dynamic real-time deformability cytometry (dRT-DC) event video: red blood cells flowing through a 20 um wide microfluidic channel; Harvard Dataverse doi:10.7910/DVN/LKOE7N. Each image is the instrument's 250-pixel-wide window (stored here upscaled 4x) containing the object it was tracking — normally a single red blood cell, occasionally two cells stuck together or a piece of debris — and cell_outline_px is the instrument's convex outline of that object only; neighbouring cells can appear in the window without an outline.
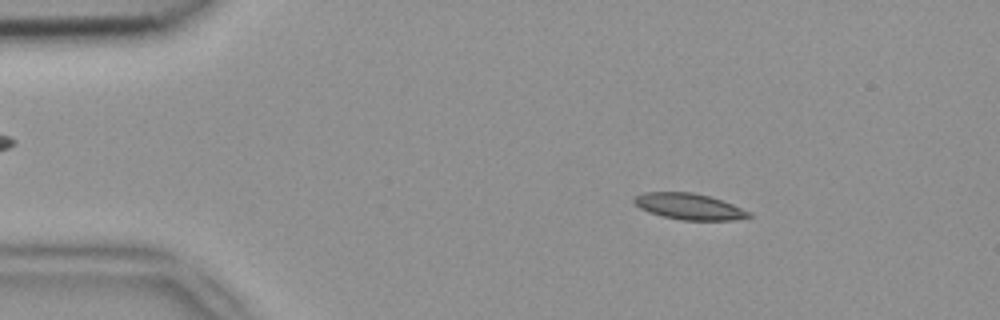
{"species": "common noctule bat (a hibernating species)", "species_latin": "Nyctalus noctula", "temperature_condition": "room temperature", "stored_images_in_passage": 51, "camera_frame_rate_fps": 3000, "um_per_image_px": 0.085, "animal": {"sex": "female", "body_mass_g": 18.4}, "frame": {"image": 1, "passage_image": 8, "time_ms": 2.333, "image_size_px": [1000, 320], "cell_outline_px": [[752, 216], [736, 220], [680, 220], [648, 212], [640, 208], [632, 200], [636, 196], [644, 192], [692, 192], [708, 196], [732, 204], [752, 212]], "centroid_in_image_um": [58.59, 17.55], "position_along_channel_um": 26.4, "area_um2": 17.4}}
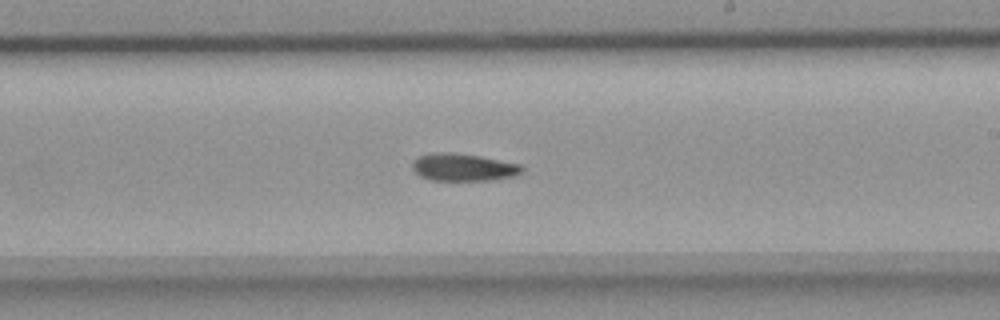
{"frame": {"image": 2, "passage_image": 30, "time_ms": 9.667, "image_size_px": [1000, 320], "cell_outline_px": [[524, 168], [516, 176], [492, 180], [432, 180], [420, 176], [412, 168], [412, 160], [420, 156], [432, 152], [452, 152], [480, 156], [520, 164]], "centroid_in_image_um": [39.37, 14.21], "position_along_channel_um": 249.6, "area_um2": 17.57}}
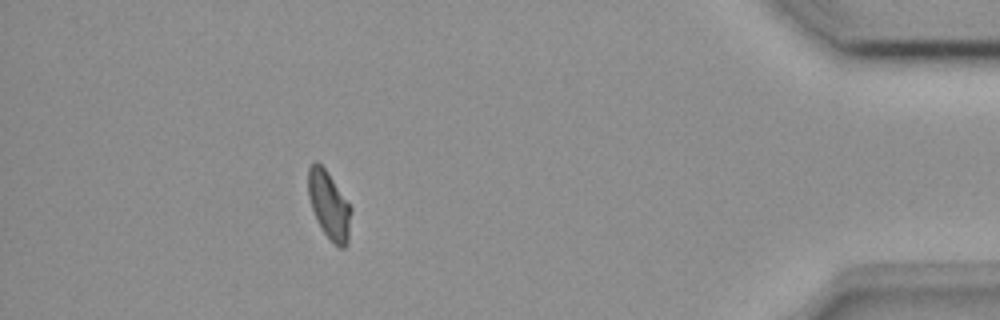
{"frame": {"image": 3, "passage_image": 46, "time_ms": 15.0, "image_size_px": [1000, 320], "cell_outline_px": [[352, 212], [348, 244], [344, 248], [340, 248], [332, 244], [316, 220], [308, 196], [308, 168], [312, 160], [316, 160], [328, 172], [352, 208]], "centroid_in_image_um": [27.98, 17.46], "position_along_channel_um": 407.2, "area_um2": 17.22}}